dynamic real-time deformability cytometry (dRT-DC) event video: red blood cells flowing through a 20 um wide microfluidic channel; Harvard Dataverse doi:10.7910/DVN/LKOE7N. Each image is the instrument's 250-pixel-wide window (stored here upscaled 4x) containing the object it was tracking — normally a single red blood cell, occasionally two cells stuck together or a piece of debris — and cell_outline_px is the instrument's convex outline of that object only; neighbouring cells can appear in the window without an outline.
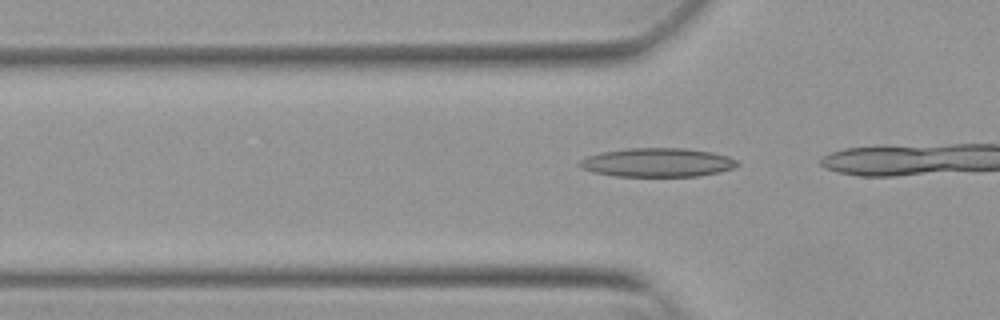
{"species": "Egyptian fruit bat (a non-hibernating species)", "species_latin": "Rousettus aegyptiacus", "temperature_condition": "warm", "stored_images_in_passage": 5, "camera_frame_rate_fps": 3000, "um_per_image_px": 0.085, "animal": {"sex": "female"}, "frame": {"image": 1, "passage_image": 3, "time_ms": 0.667, "image_size_px": [1000, 320], "cell_outline_px": [[740, 164], [736, 168], [720, 172], [700, 176], [612, 176], [592, 172], [580, 168], [576, 164], [580, 160], [588, 156], [600, 152], [628, 148], [688, 148], [712, 152], [728, 156], [736, 160]], "centroid_in_image_um": [55.88, 13.81], "position_along_channel_um": 69.9, "area_um2": 26.88}}